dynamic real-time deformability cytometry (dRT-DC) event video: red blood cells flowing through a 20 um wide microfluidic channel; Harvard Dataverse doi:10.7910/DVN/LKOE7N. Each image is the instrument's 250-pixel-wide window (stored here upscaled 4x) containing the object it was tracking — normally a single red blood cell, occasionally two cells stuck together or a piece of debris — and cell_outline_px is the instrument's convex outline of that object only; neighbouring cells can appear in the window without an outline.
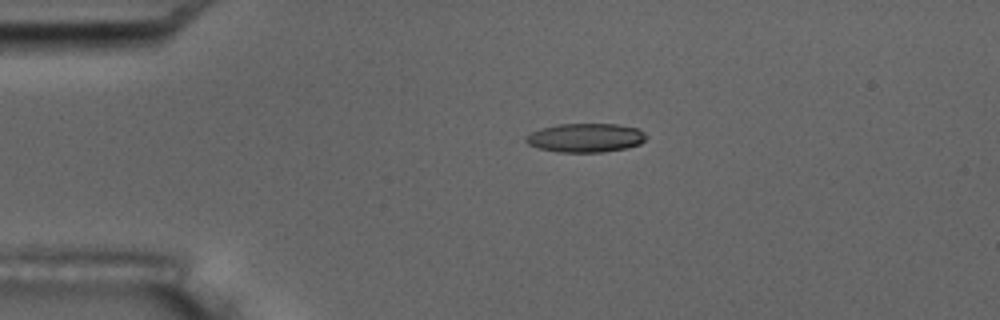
{"species": "common noctule bat (a hibernating species)", "species_latin": "Nyctalus noctula", "temperature_condition": "room temperature", "stored_images_in_passage": 7, "camera_frame_rate_fps": 3000, "um_per_image_px": 0.085, "animal": {"sex": "male", "body_mass_g": 17.5, "forearm_length_mm": 52.3}, "frame": {"image": 1, "passage_image": 3, "time_ms": 2.333, "image_size_px": [1000, 320], "cell_outline_px": [[648, 136], [640, 144], [628, 148], [604, 152], [560, 152], [540, 148], [528, 144], [524, 140], [524, 136], [540, 128], [556, 124], [616, 124], [636, 128], [644, 132]], "centroid_in_image_um": [49.77, 11.71], "position_along_channel_um": 35.2, "area_um2": 20.35}}
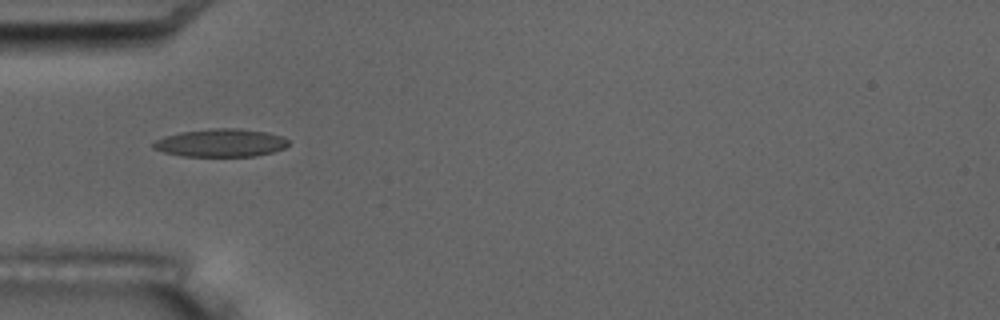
{"frame": {"image": 2, "passage_image": 4, "time_ms": 4.333, "image_size_px": [1000, 320], "cell_outline_px": [[288, 144], [284, 148], [272, 152], [256, 156], [184, 156], [164, 152], [152, 148], [152, 144], [156, 140], [164, 136], [180, 132], [212, 128], [236, 128], [268, 132], [284, 136], [288, 140]], "centroid_in_image_um": [18.78, 12.13], "position_along_channel_um": 66.2, "area_um2": 22.08}}
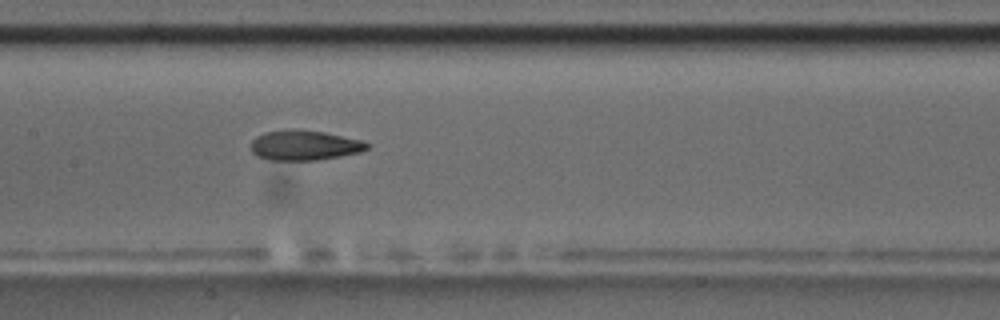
{"frame": {"image": 3, "passage_image": 7, "time_ms": 7.667, "image_size_px": [1000, 320], "cell_outline_px": [[368, 148], [360, 152], [340, 156], [316, 160], [272, 160], [256, 156], [252, 152], [252, 140], [256, 136], [264, 132], [324, 132], [360, 140], [368, 144]], "centroid_in_image_um": [25.87, 12.39], "position_along_channel_um": 181.5, "area_um2": 19.36}}